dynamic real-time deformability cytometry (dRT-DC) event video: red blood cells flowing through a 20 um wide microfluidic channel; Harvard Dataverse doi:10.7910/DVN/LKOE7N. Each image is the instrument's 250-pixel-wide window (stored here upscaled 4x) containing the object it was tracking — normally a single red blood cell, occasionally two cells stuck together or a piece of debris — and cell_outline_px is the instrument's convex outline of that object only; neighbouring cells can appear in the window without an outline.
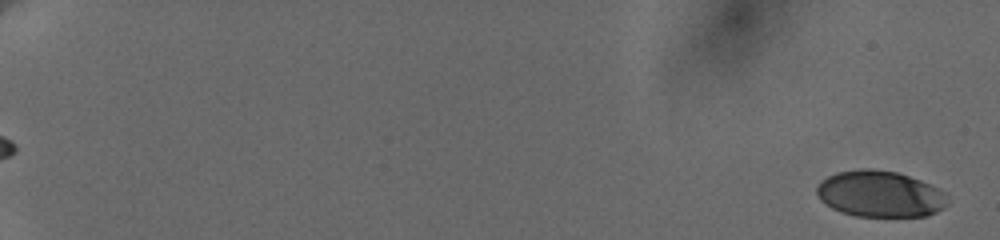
{"species": "human", "species_latin": "Homo sapiens", "temperature_condition": "cold", "stored_images_in_passage": 10, "camera_frame_rate_fps": 3000, "um_per_image_px": 0.085, "donor": {"sex": "female"}, "frame": {"image": 1, "passage_image": 1, "time_ms": 0.0, "image_size_px": [1000, 240], "cell_outline_px": [[948, 204], [944, 208], [928, 216], [856, 216], [832, 208], [820, 200], [816, 192], [816, 188], [828, 176], [836, 172], [864, 168], [868, 168], [896, 172], [920, 180], [944, 192]], "centroid_in_image_um": [74.8, 16.49], "position_along_channel_um": 10.2, "area_um2": 34.97}}
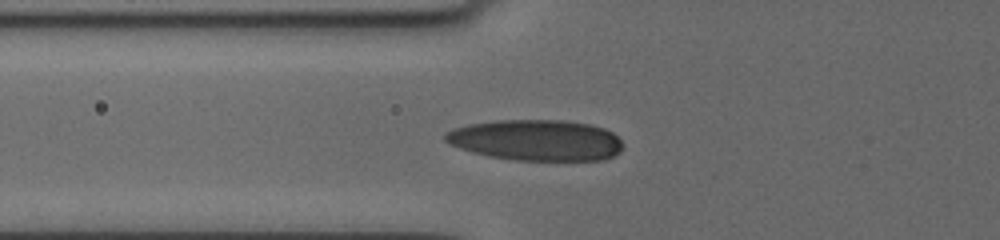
{"frame": {"image": 2, "passage_image": 9, "time_ms": 8.0, "image_size_px": [1000, 240], "cell_outline_px": [[620, 152], [604, 160], [512, 160], [488, 156], [472, 152], [448, 144], [444, 140], [444, 132], [452, 128], [468, 124], [500, 120], [560, 120], [588, 124], [604, 128], [612, 132], [620, 140]], "centroid_in_image_um": [45.51, 11.91], "position_along_channel_um": 80.3, "area_um2": 42.43}}